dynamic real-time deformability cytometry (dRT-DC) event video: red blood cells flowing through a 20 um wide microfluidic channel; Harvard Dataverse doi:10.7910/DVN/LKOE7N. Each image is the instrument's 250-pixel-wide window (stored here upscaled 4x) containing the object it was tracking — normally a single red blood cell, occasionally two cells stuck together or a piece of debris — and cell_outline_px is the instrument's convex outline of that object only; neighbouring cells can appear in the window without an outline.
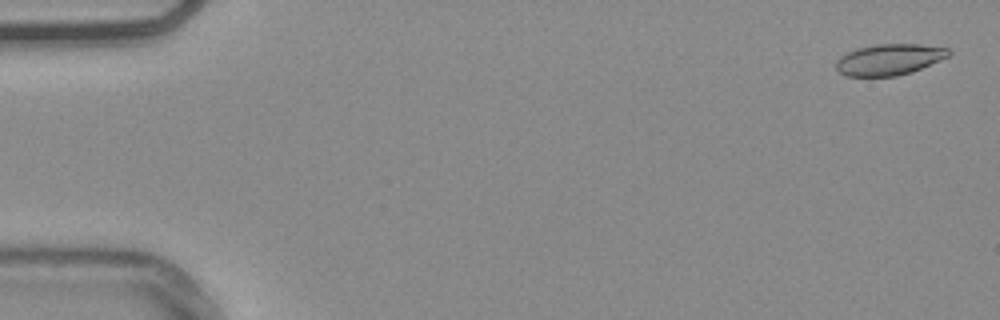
{"species": "common noctule bat (a hibernating species)", "species_latin": "Nyctalus noctula", "temperature_condition": "warm", "stored_images_in_passage": 54, "camera_frame_rate_fps": 3000, "um_per_image_px": 0.085, "animal": {"sex": "male", "body_mass_g": 20.4}, "frame": {"image": 1, "passage_image": 2, "time_ms": 0.333, "image_size_px": [1000, 320], "cell_outline_px": [[952, 52], [948, 56], [912, 72], [896, 76], [844, 76], [836, 68], [836, 60], [840, 56], [856, 48], [876, 44], [916, 44], [948, 48]], "centroid_in_image_um": [75.55, 5.06], "position_along_channel_um": 9.4, "area_um2": 20.35}}
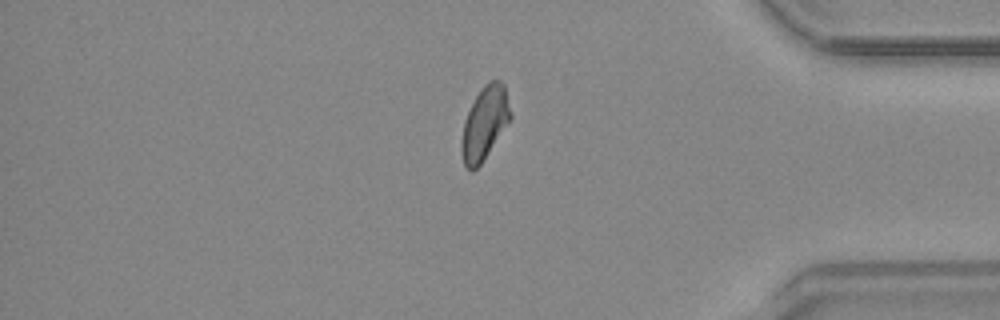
{"frame": {"image": 2, "passage_image": 46, "time_ms": 15.0, "image_size_px": [1000, 320], "cell_outline_px": [[512, 116], [480, 164], [472, 172], [464, 164], [460, 148], [460, 144], [464, 120], [480, 88], [488, 80], [500, 80], [504, 84], [512, 112]], "centroid_in_image_um": [41.19, 10.43], "position_along_channel_um": 394.0, "area_um2": 20.63}}
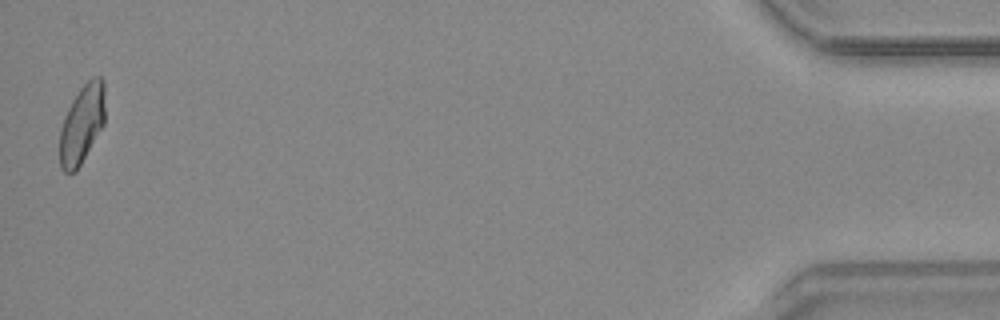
{"frame": {"image": 3, "passage_image": 54, "time_ms": 17.667, "image_size_px": [1000, 320], "cell_outline_px": [[104, 124], [76, 172], [64, 172], [60, 168], [60, 128], [64, 116], [72, 100], [80, 88], [92, 76], [100, 76], [104, 80]], "centroid_in_image_um": [6.96, 10.54], "position_along_channel_um": 428.2, "area_um2": 20.81}, "authors_computed_cell_mechanics": {"area_um2": 20.9814, "velocity_mm_per_s": 3.7757, "shape_relaxation_time_tau1_ms": 8.4105, "shape_relaxation_time_tau2_ms": 3.2067, "deformation_change_tau1": 0.162, "deformation_change_tau2": 0.0705}}